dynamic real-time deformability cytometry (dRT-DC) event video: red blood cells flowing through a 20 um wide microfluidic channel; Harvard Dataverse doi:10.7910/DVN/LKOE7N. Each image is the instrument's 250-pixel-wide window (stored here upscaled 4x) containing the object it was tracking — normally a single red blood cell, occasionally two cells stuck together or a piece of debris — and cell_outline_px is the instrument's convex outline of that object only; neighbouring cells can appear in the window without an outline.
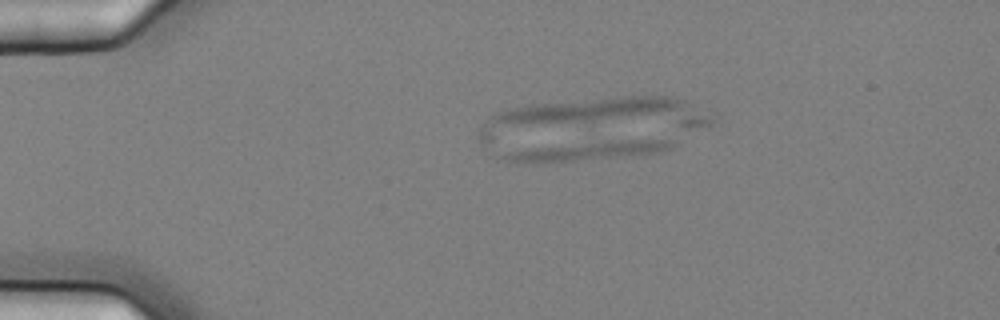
{"species": "common noctule bat (a hibernating species)", "species_latin": "Nyctalus noctula", "temperature_condition": "cold", "stored_images_in_passage": 6, "camera_frame_rate_fps": 3000, "um_per_image_px": 0.085, "animal": {"sex": "female", "body_mass_g": 25.1}, "frame": {"image": 1, "passage_image": 3, "time_ms": 0.667, "image_size_px": [1000, 320], "cell_outline_px": [[676, 144], [664, 152], [540, 164], [524, 164], [496, 160], [496, 152], [528, 148], [608, 140], [672, 140]], "centroid_in_image_um": [49.63, 12.86], "position_along_channel_um": 35.4, "area_um2": 19.36}}